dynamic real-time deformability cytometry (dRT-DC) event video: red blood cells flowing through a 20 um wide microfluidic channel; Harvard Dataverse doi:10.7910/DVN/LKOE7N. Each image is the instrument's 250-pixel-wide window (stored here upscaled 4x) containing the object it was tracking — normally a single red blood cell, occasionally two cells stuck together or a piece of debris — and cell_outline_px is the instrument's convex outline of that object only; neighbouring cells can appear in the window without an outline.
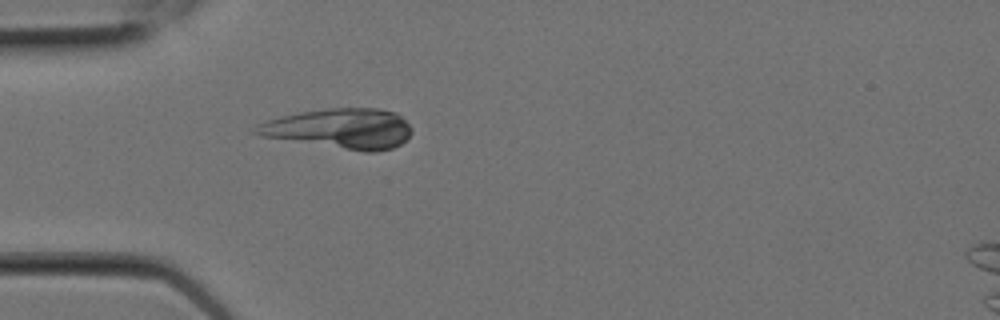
{"species": "Egyptian fruit bat (a non-hibernating species)", "species_latin": "Rousettus aegyptiacus", "temperature_condition": "room temperature", "stored_images_in_passage": 3, "camera_frame_rate_fps": 3000, "um_per_image_px": 0.085, "animal": {"sex": "female"}, "frame": {"image": 1, "passage_image": 3, "time_ms": 0.667, "image_size_px": [1000, 320], "cell_outline_px": [[412, 132], [400, 144], [392, 148], [376, 152], [364, 152], [260, 136], [252, 132], [252, 128], [256, 124], [280, 116], [300, 112], [328, 108], [376, 108], [396, 112], [412, 128]], "centroid_in_image_um": [28.88, 10.93], "position_along_channel_um": 56.1, "area_um2": 36.47}}